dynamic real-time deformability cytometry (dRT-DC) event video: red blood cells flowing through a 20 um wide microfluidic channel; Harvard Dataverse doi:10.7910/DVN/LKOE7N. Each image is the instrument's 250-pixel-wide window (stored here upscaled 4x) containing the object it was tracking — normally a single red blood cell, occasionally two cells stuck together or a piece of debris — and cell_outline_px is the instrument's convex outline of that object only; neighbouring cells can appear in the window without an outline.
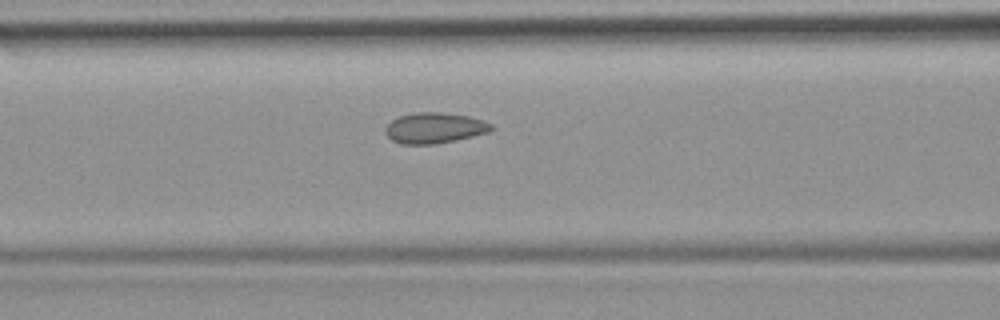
{"species": "common noctule bat (a hibernating species)", "species_latin": "Nyctalus noctula", "temperature_condition": "room temperature", "stored_images_in_passage": 18, "camera_frame_rate_fps": 3000, "um_per_image_px": 0.085, "animal": {"sex": "female", "body_mass_g": 19.9}, "frame": {"image": 1, "passage_image": 13, "time_ms": 4.0, "image_size_px": [1000, 320], "cell_outline_px": [[492, 128], [488, 132], [456, 140], [436, 144], [400, 144], [392, 140], [384, 132], [384, 128], [392, 120], [400, 116], [416, 112], [444, 112], [468, 116], [484, 120], [492, 124]], "centroid_in_image_um": [36.92, 10.87], "position_along_channel_um": 129.7, "area_um2": 18.96}}
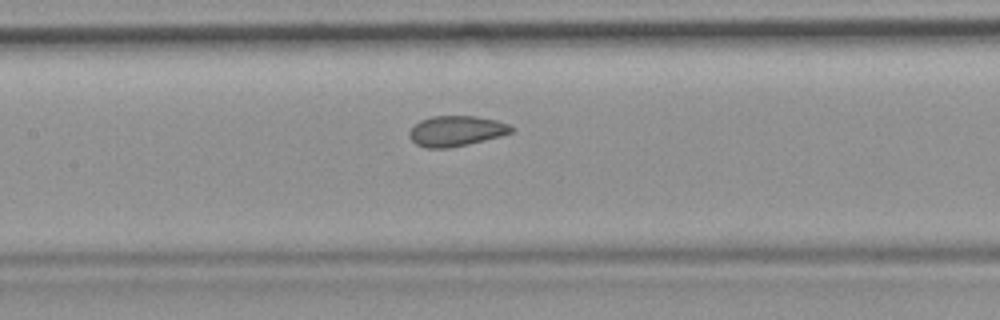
{"frame": {"image": 2, "passage_image": 16, "time_ms": 5.0, "image_size_px": [1000, 320], "cell_outline_px": [[516, 128], [512, 132], [500, 136], [468, 144], [448, 148], [424, 148], [416, 144], [408, 136], [408, 132], [420, 120], [432, 116], [476, 116], [496, 120], [508, 124]], "centroid_in_image_um": [38.77, 11.13], "position_along_channel_um": 168.6, "area_um2": 18.09}}